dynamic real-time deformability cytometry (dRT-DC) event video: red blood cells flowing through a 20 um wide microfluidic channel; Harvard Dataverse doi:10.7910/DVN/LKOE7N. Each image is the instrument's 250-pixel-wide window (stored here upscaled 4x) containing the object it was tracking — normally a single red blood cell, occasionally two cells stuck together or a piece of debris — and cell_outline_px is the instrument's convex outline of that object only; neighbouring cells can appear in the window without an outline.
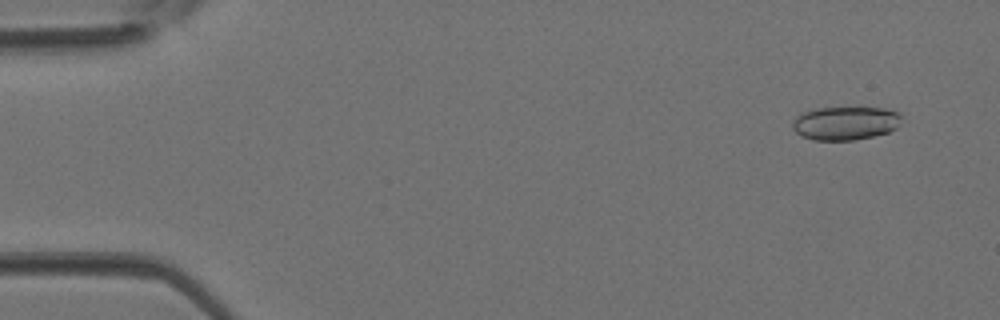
{"species": "Egyptian fruit bat (a non-hibernating species)", "species_latin": "Rousettus aegyptiacus", "temperature_condition": "room temperature", "stored_images_in_passage": 3, "camera_frame_rate_fps": 3000, "um_per_image_px": 0.085, "animal": {"sex": "female"}, "frame": {"image": 1, "passage_image": 1, "time_ms": 0.0, "image_size_px": [1000, 320], "cell_outline_px": [[900, 124], [896, 128], [888, 132], [872, 136], [852, 140], [812, 140], [800, 136], [792, 128], [792, 120], [796, 116], [804, 112], [816, 108], [884, 108], [896, 112], [900, 116]], "centroid_in_image_um": [71.81, 10.48], "position_along_channel_um": 13.2, "area_um2": 21.21}}